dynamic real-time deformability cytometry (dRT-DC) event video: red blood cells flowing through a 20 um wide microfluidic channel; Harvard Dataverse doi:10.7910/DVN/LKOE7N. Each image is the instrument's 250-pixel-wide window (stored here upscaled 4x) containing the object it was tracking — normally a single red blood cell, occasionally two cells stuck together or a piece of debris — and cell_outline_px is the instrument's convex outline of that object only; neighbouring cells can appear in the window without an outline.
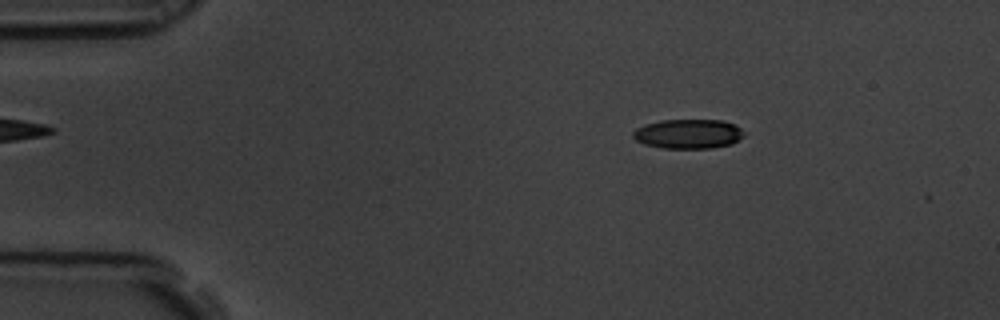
{"species": "common noctule bat (a hibernating species)", "species_latin": "Nyctalus noctula", "temperature_condition": "room temperature", "stored_images_in_passage": 19, "camera_frame_rate_fps": 3000, "um_per_image_px": 0.085, "animal": {"sex": "male", "body_mass_g": 19.5, "forearm_length_mm": 54.6}, "frame": {"image": 1, "passage_image": 10, "time_ms": 3.0, "image_size_px": [1000, 320], "cell_outline_px": [[744, 136], [732, 144], [712, 148], [664, 148], [644, 144], [636, 140], [632, 136], [632, 132], [636, 128], [644, 124], [660, 120], [720, 120], [736, 124], [744, 132]], "centroid_in_image_um": [58.5, 11.37], "position_along_channel_um": 26.5, "area_um2": 19.19}}